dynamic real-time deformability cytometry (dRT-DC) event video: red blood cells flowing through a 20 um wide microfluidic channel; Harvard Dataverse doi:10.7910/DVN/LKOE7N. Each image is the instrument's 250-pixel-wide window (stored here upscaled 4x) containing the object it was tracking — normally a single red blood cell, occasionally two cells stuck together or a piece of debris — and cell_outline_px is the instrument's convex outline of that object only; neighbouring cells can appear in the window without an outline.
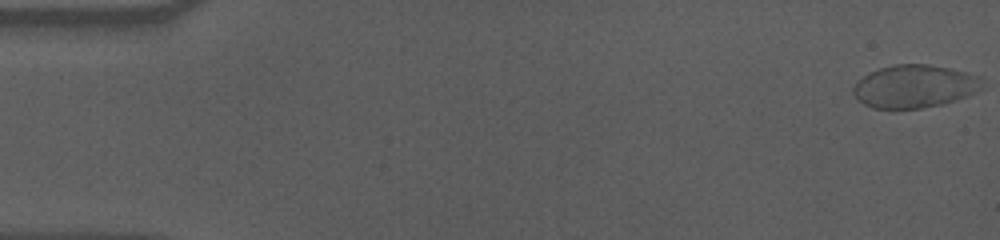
{"species": "human", "species_latin": "Homo sapiens", "temperature_condition": "cold", "stored_images_in_passage": 14, "camera_frame_rate_fps": 3000, "um_per_image_px": 0.085, "donor": {"sex": "male"}, "frame": {"image": 1, "passage_image": 1, "time_ms": 0.0, "image_size_px": [1000, 240], "cell_outline_px": [[984, 88], [968, 96], [956, 100], [940, 104], [920, 108], [872, 108], [864, 104], [852, 92], [852, 88], [868, 72], [880, 68], [896, 64], [928, 64], [948, 68], [980, 76]], "centroid_in_image_um": [77.76, 7.33], "position_along_channel_um": 7.2, "area_um2": 32.02}}